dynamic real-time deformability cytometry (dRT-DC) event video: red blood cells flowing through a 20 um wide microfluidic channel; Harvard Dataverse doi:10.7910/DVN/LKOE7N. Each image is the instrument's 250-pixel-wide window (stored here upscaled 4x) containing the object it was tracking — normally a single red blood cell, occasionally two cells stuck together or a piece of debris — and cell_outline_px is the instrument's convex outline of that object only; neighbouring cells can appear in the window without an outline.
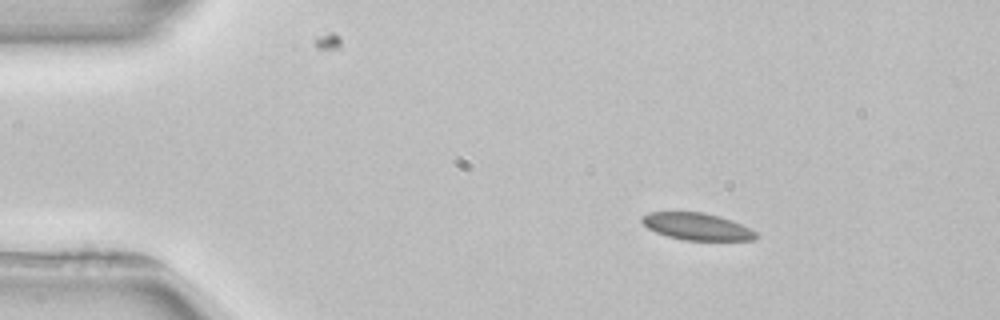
{"species": "common noctule bat (a hibernating species)", "species_latin": "Nyctalus noctula", "temperature_condition": "room temperature", "stored_images_in_passage": 3, "camera_frame_rate_fps": 3000, "um_per_image_px": 0.085, "animal": {"sex": "female", "body_mass_g": 22.7, "forearm_length_mm": 54.2}, "frame": {"image": 1, "passage_image": 1, "time_ms": 0.0, "image_size_px": [1000, 320], "cell_outline_px": [[756, 240], [684, 240], [668, 236], [656, 232], [648, 228], [640, 220], [640, 216], [648, 212], [704, 212], [720, 216], [732, 220], [756, 232]], "centroid_in_image_um": [59.2, 19.24], "position_along_channel_um": 25.8, "area_um2": 17.92}}
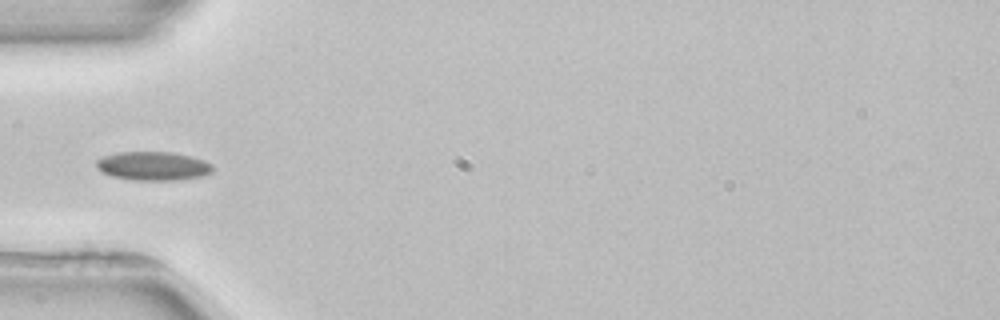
{"frame": {"image": 2, "passage_image": 3, "time_ms": 3.0, "image_size_px": [1000, 320], "cell_outline_px": [[216, 168], [212, 172], [204, 176], [176, 180], [132, 180], [112, 176], [100, 172], [96, 168], [96, 160], [104, 156], [116, 152], [172, 152], [192, 156], [204, 160], [212, 164]], "centroid_in_image_um": [13.03, 14.11], "position_along_channel_um": 72.0, "area_um2": 19.83}}